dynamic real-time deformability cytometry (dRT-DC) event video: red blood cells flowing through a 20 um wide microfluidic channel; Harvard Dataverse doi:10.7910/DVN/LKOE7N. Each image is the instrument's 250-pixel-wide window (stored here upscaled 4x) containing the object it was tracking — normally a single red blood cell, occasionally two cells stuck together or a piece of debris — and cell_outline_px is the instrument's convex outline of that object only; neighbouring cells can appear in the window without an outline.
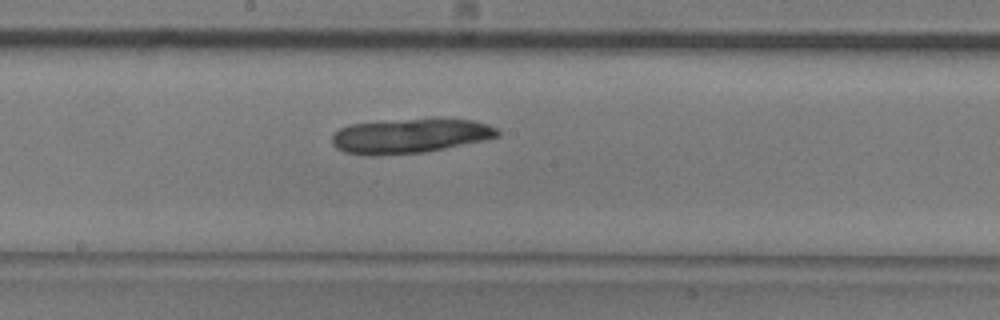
{"species": "common noctule bat (a hibernating species)", "species_latin": "Nyctalus noctula", "temperature_condition": "room temperature", "stored_images_in_passage": 33, "camera_frame_rate_fps": 3000, "um_per_image_px": 0.085, "animal": {"sex": "male", "body_mass_g": 20.5, "forearm_length_mm": 52.5}, "frame": {"image": 1, "passage_image": 14, "time_ms": 4.333, "image_size_px": [1000, 320], "cell_outline_px": [[500, 136], [484, 140], [424, 152], [372, 156], [368, 156], [344, 152], [336, 148], [332, 144], [332, 136], [340, 128], [348, 124], [408, 120], [472, 120], [488, 124], [496, 128], [500, 132]], "centroid_in_image_um": [34.81, 11.58], "position_along_channel_um": 213.4, "area_um2": 32.77}}
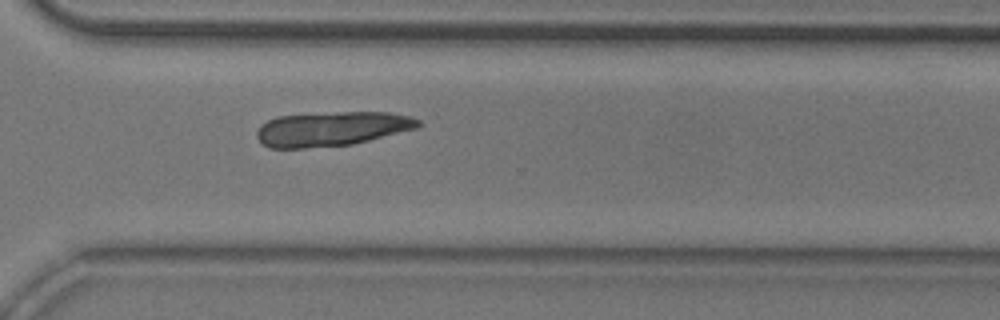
{"frame": {"image": 2, "passage_image": 24, "time_ms": 7.667, "image_size_px": [1000, 320], "cell_outline_px": [[420, 128], [352, 144], [304, 148], [268, 148], [260, 144], [256, 136], [256, 132], [260, 124], [276, 116], [340, 112], [392, 112], [412, 116], [420, 120]], "centroid_in_image_um": [28.2, 10.95], "position_along_channel_um": 342.4, "area_um2": 32.77}}
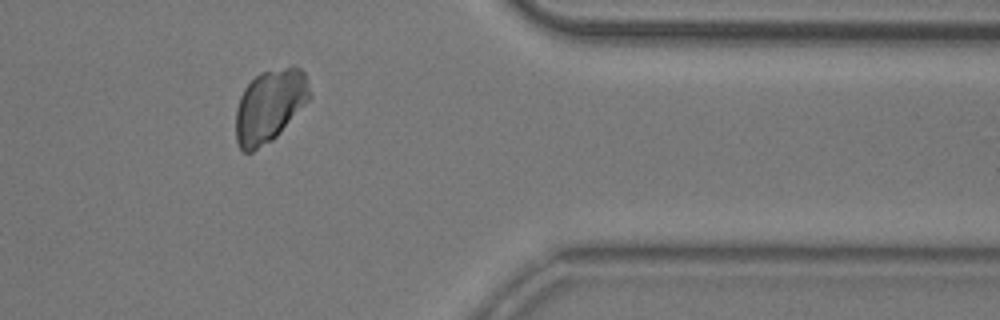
{"frame": {"image": 3, "passage_image": 29, "time_ms": 9.333, "image_size_px": [1000, 320], "cell_outline_px": [[312, 96], [280, 132], [272, 140], [252, 152], [244, 152], [240, 148], [236, 140], [236, 108], [240, 96], [244, 88], [260, 72], [284, 68], [300, 68], [304, 72]], "centroid_in_image_um": [22.9, 9.01], "position_along_channel_um": 388.5, "area_um2": 30.87}}